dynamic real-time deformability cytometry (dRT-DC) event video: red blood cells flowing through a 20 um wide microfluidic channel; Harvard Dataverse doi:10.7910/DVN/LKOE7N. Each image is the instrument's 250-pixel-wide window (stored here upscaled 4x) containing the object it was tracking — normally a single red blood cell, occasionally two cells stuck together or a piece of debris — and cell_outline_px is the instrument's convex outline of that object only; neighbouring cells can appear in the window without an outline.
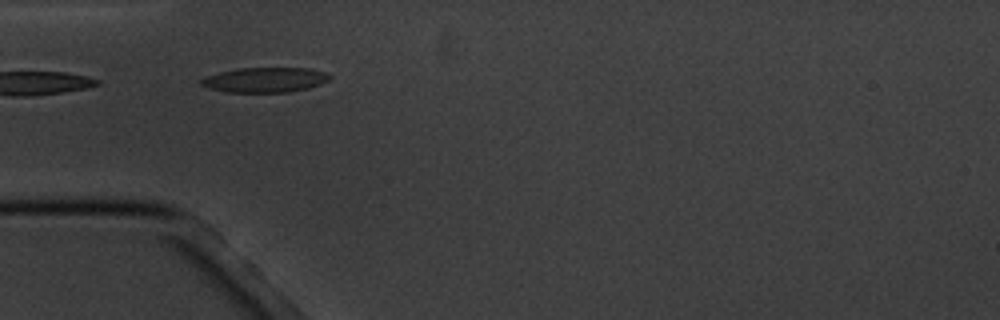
{"species": "common noctule bat (a hibernating species)", "species_latin": "Nyctalus noctula", "temperature_condition": "cold", "stored_images_in_passage": 2, "camera_frame_rate_fps": 3000, "um_per_image_px": 0.085, "animal": {"sex": "male", "body_mass_g": 20.1, "forearm_length_mm": 53.5}, "frame": {"image": 1, "passage_image": 2, "time_ms": 1.0, "image_size_px": [1000, 320], "cell_outline_px": [[332, 76], [328, 80], [320, 84], [308, 88], [288, 92], [228, 92], [208, 88], [200, 84], [200, 80], [204, 76], [220, 72], [240, 68], [308, 68], [324, 72]], "centroid_in_image_um": [22.5, 6.79], "position_along_channel_um": 62.5, "area_um2": 18.61}}